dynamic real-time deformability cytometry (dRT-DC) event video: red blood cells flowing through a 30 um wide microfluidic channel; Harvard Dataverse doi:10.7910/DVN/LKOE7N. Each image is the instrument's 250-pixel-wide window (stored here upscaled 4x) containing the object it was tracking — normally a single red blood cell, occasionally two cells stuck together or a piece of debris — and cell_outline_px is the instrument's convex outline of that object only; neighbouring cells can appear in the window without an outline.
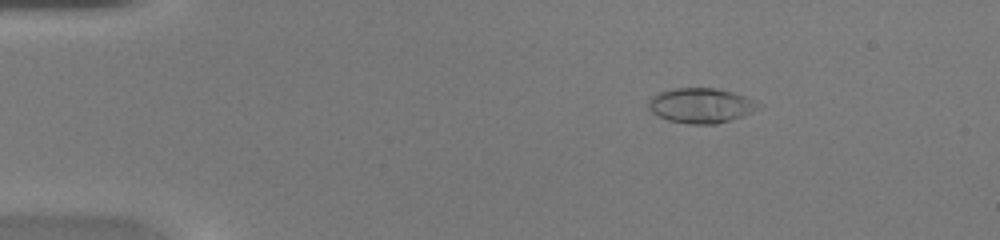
{"species": "common noctule bat (a hibernating species)", "species_latin": "Nyctalus noctula", "temperature_condition": "warm", "stored_images_in_passage": 40, "camera_frame_rate_fps": 3000, "um_per_image_px": 0.085, "animal": {"sex": "female", "body_mass_g": 20.0, "forearm_length_mm": 54.0}, "frame": {"image": 1, "passage_image": 2, "time_ms": 0.333, "image_size_px": [1000, 240], "cell_outline_px": [[764, 104], [760, 108], [752, 112], [716, 124], [688, 124], [668, 120], [652, 112], [648, 108], [648, 100], [652, 96], [660, 92], [676, 88], [716, 88], [732, 92], [744, 96]], "centroid_in_image_um": [59.59, 8.96], "position_along_channel_um": 25.4, "area_um2": 22.31}}
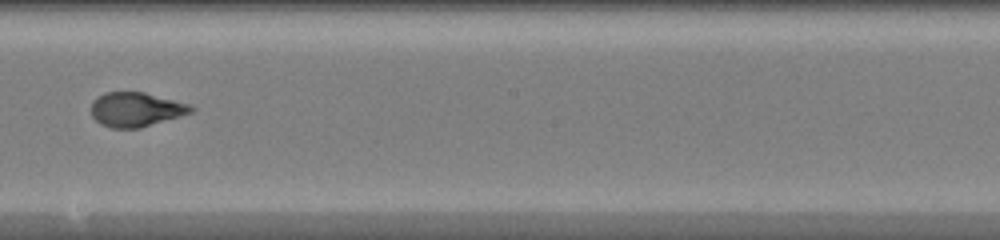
{"frame": {"image": 2, "passage_image": 21, "time_ms": 6.667, "image_size_px": [1000, 240], "cell_outline_px": [[196, 108], [192, 112], [140, 128], [112, 128], [100, 124], [92, 116], [92, 100], [104, 92], [144, 92], [192, 104]], "centroid_in_image_um": [11.57, 9.29], "position_along_channel_um": 236.6, "area_um2": 20.06}}
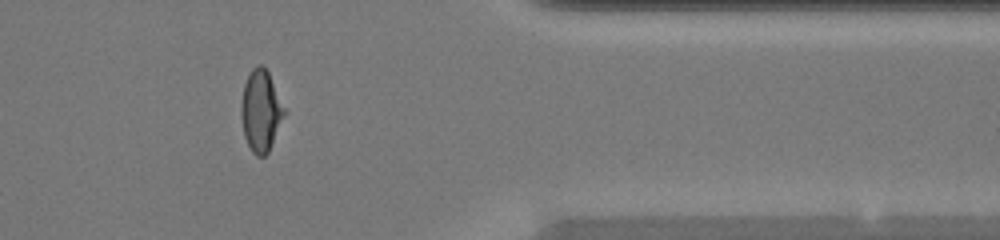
{"frame": {"image": 3, "passage_image": 32, "time_ms": 10.333, "image_size_px": [1000, 240], "cell_outline_px": [[288, 112], [268, 152], [264, 156], [256, 156], [252, 152], [244, 136], [240, 116], [240, 104], [244, 84], [252, 68], [256, 64], [260, 64], [268, 72]], "centroid_in_image_um": [22.19, 9.43], "position_along_channel_um": 389.2, "area_um2": 20.87}}